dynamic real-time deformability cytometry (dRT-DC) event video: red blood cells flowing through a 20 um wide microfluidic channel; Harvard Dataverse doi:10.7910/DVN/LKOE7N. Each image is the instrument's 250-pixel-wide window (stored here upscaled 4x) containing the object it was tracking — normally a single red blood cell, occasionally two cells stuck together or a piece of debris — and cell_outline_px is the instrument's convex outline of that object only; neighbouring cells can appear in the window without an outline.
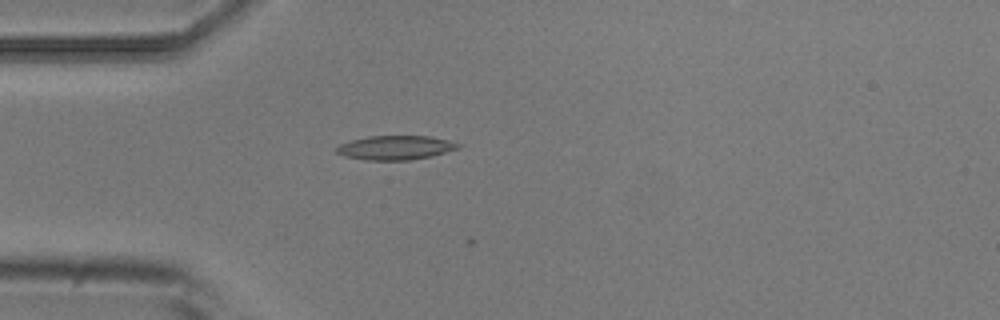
{"species": "common noctule bat (a hibernating species)", "species_latin": "Nyctalus noctula", "temperature_condition": "room temperature", "stored_images_in_passage": 5, "camera_frame_rate_fps": 3000, "um_per_image_px": 0.085, "animal": {"sex": "male", "body_mass_g": 20.5, "forearm_length_mm": 52.5}, "frame": {"image": 1, "passage_image": 5, "time_ms": 4.333, "image_size_px": [1000, 320], "cell_outline_px": [[464, 144], [460, 148], [432, 156], [408, 160], [364, 160], [344, 156], [336, 152], [336, 148], [340, 144], [352, 140], [368, 136], [428, 136], [448, 140]], "centroid_in_image_um": [33.65, 12.55], "position_along_channel_um": 51.4, "area_um2": 17.17}}